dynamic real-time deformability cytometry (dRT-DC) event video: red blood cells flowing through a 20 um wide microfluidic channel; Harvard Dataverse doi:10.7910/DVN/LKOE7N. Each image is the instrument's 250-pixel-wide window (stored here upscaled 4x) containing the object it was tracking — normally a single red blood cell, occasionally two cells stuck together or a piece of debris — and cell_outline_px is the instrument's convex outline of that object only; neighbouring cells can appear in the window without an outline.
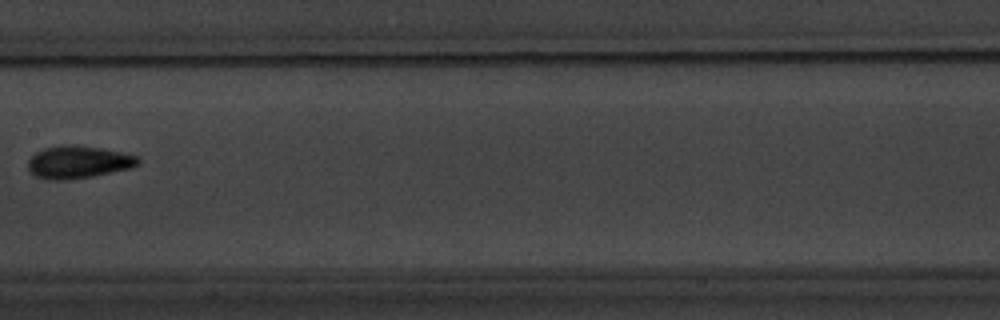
{"species": "common noctule bat (a hibernating species)", "species_latin": "Nyctalus noctula", "temperature_condition": "warm", "stored_images_in_passage": 11, "camera_frame_rate_fps": 3000, "um_per_image_px": 0.085, "animal": {"sex": "male", "body_mass_g": 20.1, "forearm_length_mm": 53.5}, "frame": {"image": 1, "passage_image": 8, "time_ms": 10.0, "image_size_px": [1000, 320], "cell_outline_px": [[140, 164], [132, 168], [92, 176], [64, 180], [48, 180], [36, 176], [28, 168], [28, 160], [36, 152], [44, 148], [60, 144], [76, 144], [100, 148], [120, 152], [136, 156], [140, 160]], "centroid_in_image_um": [6.64, 13.77], "position_along_channel_um": 200.8, "area_um2": 20.92}}